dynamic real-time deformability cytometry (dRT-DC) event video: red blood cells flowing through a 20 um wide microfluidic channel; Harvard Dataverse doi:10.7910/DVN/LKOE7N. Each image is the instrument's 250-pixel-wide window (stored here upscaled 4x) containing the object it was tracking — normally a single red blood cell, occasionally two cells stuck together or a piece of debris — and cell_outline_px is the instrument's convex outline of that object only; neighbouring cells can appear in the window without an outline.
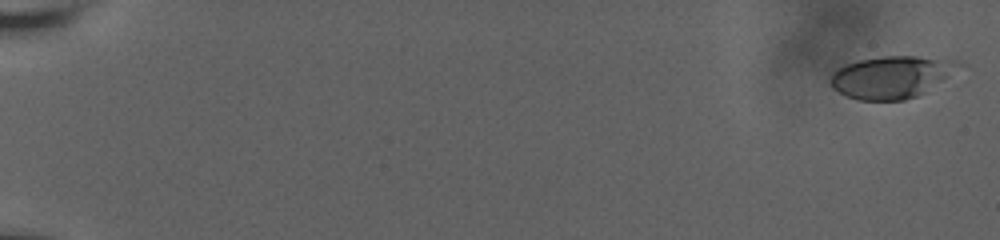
{"species": "human", "species_latin": "Homo sapiens", "temperature_condition": "room temperature", "stored_images_in_passage": 26, "camera_frame_rate_fps": 3000, "um_per_image_px": 0.085, "donor": {"sex": "male"}, "frame": {"image": 1, "passage_image": 1, "time_ms": 0.0, "image_size_px": [1000, 240], "cell_outline_px": [[968, 64], [924, 92], [916, 96], [904, 100], [860, 100], [848, 96], [832, 88], [828, 80], [832, 72], [848, 64], [860, 60], [880, 56], [916, 56], [960, 60]], "centroid_in_image_um": [75.84, 6.53], "position_along_channel_um": 9.2, "area_um2": 31.67}}
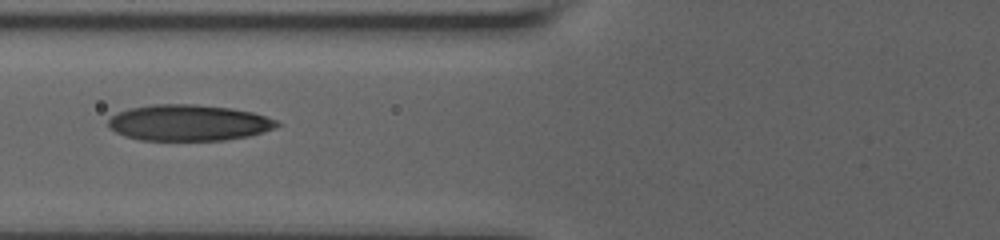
{"frame": {"image": 2, "passage_image": 22, "time_ms": 8.667, "image_size_px": [1000, 240], "cell_outline_px": [[280, 124], [276, 128], [248, 136], [224, 140], [140, 140], [124, 136], [116, 132], [108, 124], [108, 120], [112, 116], [120, 112], [132, 108], [152, 104], [196, 104], [232, 108], [252, 112], [276, 120]], "centroid_in_image_um": [16.05, 10.43], "position_along_channel_um": 109.8, "area_um2": 35.32}}
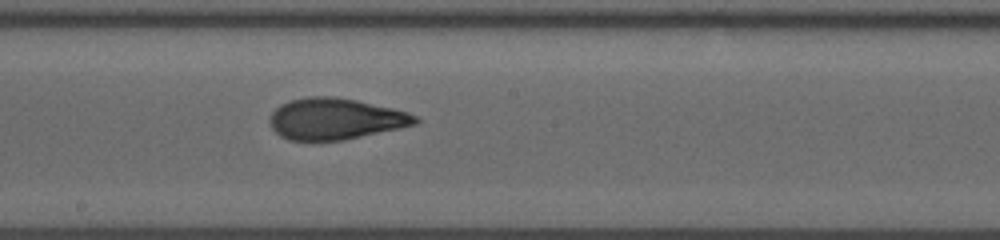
{"frame": {"image": 3, "passage_image": 26, "time_ms": 11.667, "image_size_px": [1000, 240], "cell_outline_px": [[420, 120], [416, 124], [400, 128], [340, 140], [288, 140], [280, 136], [272, 128], [268, 120], [272, 112], [280, 104], [288, 100], [308, 96], [332, 96], [356, 100], [392, 108], [408, 112], [420, 116]], "centroid_in_image_um": [28.49, 10.09], "position_along_channel_um": 219.7, "area_um2": 35.03}}